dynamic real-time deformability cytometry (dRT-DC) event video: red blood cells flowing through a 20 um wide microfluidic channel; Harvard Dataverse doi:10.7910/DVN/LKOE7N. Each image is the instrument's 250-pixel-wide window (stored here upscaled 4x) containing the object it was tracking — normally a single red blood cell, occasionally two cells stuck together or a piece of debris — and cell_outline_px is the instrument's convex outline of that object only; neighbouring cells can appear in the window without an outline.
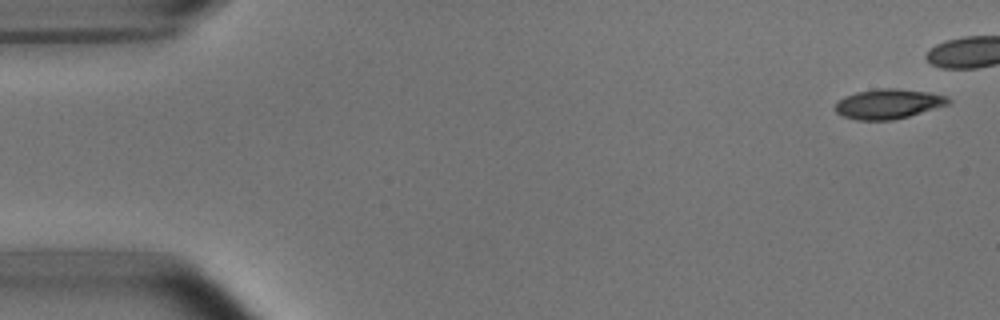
{"species": "common noctule bat (a hibernating species)", "species_latin": "Nyctalus noctula", "temperature_condition": "room temperature", "stored_images_in_passage": 15, "camera_frame_rate_fps": 3000, "um_per_image_px": 0.085, "animal": {"sex": "male", "body_mass_g": 15.6}, "frame": {"image": 1, "passage_image": 1, "time_ms": 0.0, "image_size_px": [1000, 320], "cell_outline_px": [[952, 100], [948, 104], [908, 116], [892, 120], [856, 120], [844, 116], [836, 112], [836, 104], [844, 96], [856, 92], [884, 88], [896, 88], [928, 92], [948, 96]], "centroid_in_image_um": [75.52, 8.82], "position_along_channel_um": 9.5, "area_um2": 19.42}}
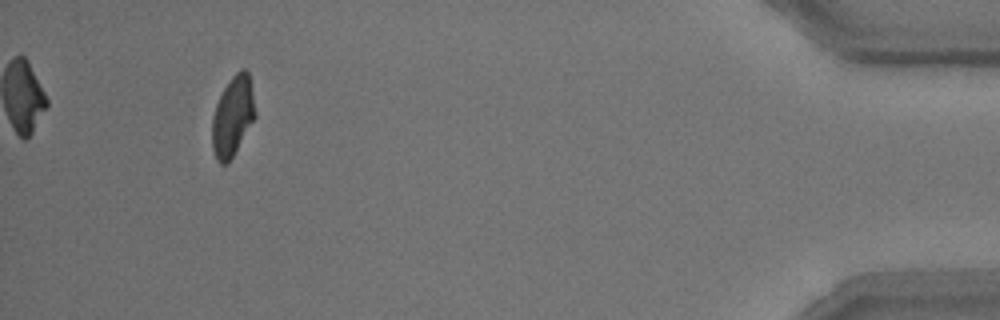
{"frame": {"image": 2, "passage_image": 15, "time_ms": 4.667, "image_size_px": [1000, 320], "cell_outline_px": [[256, 116], [228, 164], [220, 164], [216, 160], [212, 148], [212, 116], [216, 104], [224, 88], [232, 76], [240, 68], [244, 68], [248, 72], [256, 112]], "centroid_in_image_um": [19.77, 9.9], "position_along_channel_um": 415.4, "area_um2": 20.0}}